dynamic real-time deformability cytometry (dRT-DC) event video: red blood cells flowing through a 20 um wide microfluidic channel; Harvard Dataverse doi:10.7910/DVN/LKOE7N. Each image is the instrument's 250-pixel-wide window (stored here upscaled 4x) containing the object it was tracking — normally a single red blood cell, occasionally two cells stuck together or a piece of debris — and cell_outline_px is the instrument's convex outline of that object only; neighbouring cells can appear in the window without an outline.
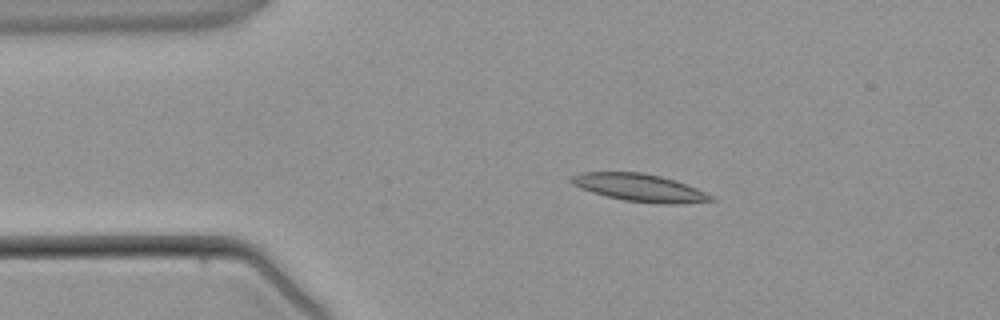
{"species": "common noctule bat (a hibernating species)", "species_latin": "Nyctalus noctula", "temperature_condition": "warm", "stored_images_in_passage": 4, "camera_frame_rate_fps": 3000, "um_per_image_px": 0.085, "animal": {"sex": "male", "body_mass_g": 21.5, "forearm_length_mm": 52.0}, "frame": {"image": 1, "passage_image": 2, "time_ms": 1.0, "image_size_px": [1000, 320], "cell_outline_px": [[716, 200], [680, 204], [664, 204], [624, 200], [592, 192], [580, 188], [572, 184], [568, 180], [572, 176], [580, 172], [644, 172], [660, 176], [696, 188], [712, 196]], "centroid_in_image_um": [54.33, 15.95], "position_along_channel_um": 30.7, "area_um2": 22.2}}